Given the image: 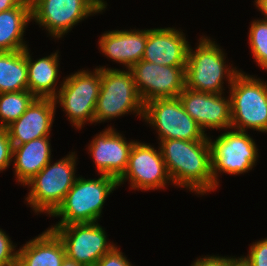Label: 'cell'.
<instances>
[{
  "label": "cell",
  "instance_id": "cell-8",
  "mask_svg": "<svg viewBox=\"0 0 267 266\" xmlns=\"http://www.w3.org/2000/svg\"><path fill=\"white\" fill-rule=\"evenodd\" d=\"M32 20L60 39L88 16L103 13L104 0H30Z\"/></svg>",
  "mask_w": 267,
  "mask_h": 266
},
{
  "label": "cell",
  "instance_id": "cell-4",
  "mask_svg": "<svg viewBox=\"0 0 267 266\" xmlns=\"http://www.w3.org/2000/svg\"><path fill=\"white\" fill-rule=\"evenodd\" d=\"M101 70V87L95 107L94 123H101L123 115L136 114L141 119L144 103L136 89L131 69L120 70L97 66Z\"/></svg>",
  "mask_w": 267,
  "mask_h": 266
},
{
  "label": "cell",
  "instance_id": "cell-18",
  "mask_svg": "<svg viewBox=\"0 0 267 266\" xmlns=\"http://www.w3.org/2000/svg\"><path fill=\"white\" fill-rule=\"evenodd\" d=\"M148 29L112 30L101 35L99 49L112 61L131 69L143 58Z\"/></svg>",
  "mask_w": 267,
  "mask_h": 266
},
{
  "label": "cell",
  "instance_id": "cell-11",
  "mask_svg": "<svg viewBox=\"0 0 267 266\" xmlns=\"http://www.w3.org/2000/svg\"><path fill=\"white\" fill-rule=\"evenodd\" d=\"M49 229L62 240L66 256L84 266H95L116 246L108 241L105 229L98 222L51 226Z\"/></svg>",
  "mask_w": 267,
  "mask_h": 266
},
{
  "label": "cell",
  "instance_id": "cell-17",
  "mask_svg": "<svg viewBox=\"0 0 267 266\" xmlns=\"http://www.w3.org/2000/svg\"><path fill=\"white\" fill-rule=\"evenodd\" d=\"M56 107L52 98H36L17 120L6 127L12 145L50 136Z\"/></svg>",
  "mask_w": 267,
  "mask_h": 266
},
{
  "label": "cell",
  "instance_id": "cell-10",
  "mask_svg": "<svg viewBox=\"0 0 267 266\" xmlns=\"http://www.w3.org/2000/svg\"><path fill=\"white\" fill-rule=\"evenodd\" d=\"M143 120L154 127L158 139L205 140L208 136L185 111L178 98H156L144 104Z\"/></svg>",
  "mask_w": 267,
  "mask_h": 266
},
{
  "label": "cell",
  "instance_id": "cell-13",
  "mask_svg": "<svg viewBox=\"0 0 267 266\" xmlns=\"http://www.w3.org/2000/svg\"><path fill=\"white\" fill-rule=\"evenodd\" d=\"M186 67H171L141 60L131 71L143 103L156 98H178L186 87Z\"/></svg>",
  "mask_w": 267,
  "mask_h": 266
},
{
  "label": "cell",
  "instance_id": "cell-29",
  "mask_svg": "<svg viewBox=\"0 0 267 266\" xmlns=\"http://www.w3.org/2000/svg\"><path fill=\"white\" fill-rule=\"evenodd\" d=\"M127 257L120 251V248L116 245L103 257H101L95 266H132ZM134 266V265H133Z\"/></svg>",
  "mask_w": 267,
  "mask_h": 266
},
{
  "label": "cell",
  "instance_id": "cell-25",
  "mask_svg": "<svg viewBox=\"0 0 267 266\" xmlns=\"http://www.w3.org/2000/svg\"><path fill=\"white\" fill-rule=\"evenodd\" d=\"M249 44L255 62L267 72V20L255 19L250 24Z\"/></svg>",
  "mask_w": 267,
  "mask_h": 266
},
{
  "label": "cell",
  "instance_id": "cell-2",
  "mask_svg": "<svg viewBox=\"0 0 267 266\" xmlns=\"http://www.w3.org/2000/svg\"><path fill=\"white\" fill-rule=\"evenodd\" d=\"M198 42L195 50L189 45L185 68L186 87L207 93H224L225 78L230 88L242 70L226 64L225 52L210 37H200Z\"/></svg>",
  "mask_w": 267,
  "mask_h": 266
},
{
  "label": "cell",
  "instance_id": "cell-28",
  "mask_svg": "<svg viewBox=\"0 0 267 266\" xmlns=\"http://www.w3.org/2000/svg\"><path fill=\"white\" fill-rule=\"evenodd\" d=\"M13 145L6 128L0 127V172L11 166Z\"/></svg>",
  "mask_w": 267,
  "mask_h": 266
},
{
  "label": "cell",
  "instance_id": "cell-14",
  "mask_svg": "<svg viewBox=\"0 0 267 266\" xmlns=\"http://www.w3.org/2000/svg\"><path fill=\"white\" fill-rule=\"evenodd\" d=\"M225 93H207L185 87L179 99L185 111L196 121L205 133L207 129L230 130V96Z\"/></svg>",
  "mask_w": 267,
  "mask_h": 266
},
{
  "label": "cell",
  "instance_id": "cell-16",
  "mask_svg": "<svg viewBox=\"0 0 267 266\" xmlns=\"http://www.w3.org/2000/svg\"><path fill=\"white\" fill-rule=\"evenodd\" d=\"M185 34L174 27L148 29L142 60L150 63L186 67L189 42Z\"/></svg>",
  "mask_w": 267,
  "mask_h": 266
},
{
  "label": "cell",
  "instance_id": "cell-26",
  "mask_svg": "<svg viewBox=\"0 0 267 266\" xmlns=\"http://www.w3.org/2000/svg\"><path fill=\"white\" fill-rule=\"evenodd\" d=\"M239 261L244 266H267V237L253 242L248 255L240 256Z\"/></svg>",
  "mask_w": 267,
  "mask_h": 266
},
{
  "label": "cell",
  "instance_id": "cell-24",
  "mask_svg": "<svg viewBox=\"0 0 267 266\" xmlns=\"http://www.w3.org/2000/svg\"><path fill=\"white\" fill-rule=\"evenodd\" d=\"M35 99L29 90L0 93V127L17 120Z\"/></svg>",
  "mask_w": 267,
  "mask_h": 266
},
{
  "label": "cell",
  "instance_id": "cell-22",
  "mask_svg": "<svg viewBox=\"0 0 267 266\" xmlns=\"http://www.w3.org/2000/svg\"><path fill=\"white\" fill-rule=\"evenodd\" d=\"M31 21L30 0H24L18 7L0 12V51L26 49L28 45L23 36Z\"/></svg>",
  "mask_w": 267,
  "mask_h": 266
},
{
  "label": "cell",
  "instance_id": "cell-23",
  "mask_svg": "<svg viewBox=\"0 0 267 266\" xmlns=\"http://www.w3.org/2000/svg\"><path fill=\"white\" fill-rule=\"evenodd\" d=\"M28 90L26 49L0 51V93Z\"/></svg>",
  "mask_w": 267,
  "mask_h": 266
},
{
  "label": "cell",
  "instance_id": "cell-19",
  "mask_svg": "<svg viewBox=\"0 0 267 266\" xmlns=\"http://www.w3.org/2000/svg\"><path fill=\"white\" fill-rule=\"evenodd\" d=\"M65 256L62 240L53 230L47 228L19 248L17 266H61Z\"/></svg>",
  "mask_w": 267,
  "mask_h": 266
},
{
  "label": "cell",
  "instance_id": "cell-12",
  "mask_svg": "<svg viewBox=\"0 0 267 266\" xmlns=\"http://www.w3.org/2000/svg\"><path fill=\"white\" fill-rule=\"evenodd\" d=\"M155 148L139 141L133 144L127 168L118 179V186L128 180L132 190L154 191L164 189L168 183L173 184L161 150Z\"/></svg>",
  "mask_w": 267,
  "mask_h": 266
},
{
  "label": "cell",
  "instance_id": "cell-7",
  "mask_svg": "<svg viewBox=\"0 0 267 266\" xmlns=\"http://www.w3.org/2000/svg\"><path fill=\"white\" fill-rule=\"evenodd\" d=\"M55 104L61 106L76 130L86 122L94 123L95 107L101 87V70H78L63 78Z\"/></svg>",
  "mask_w": 267,
  "mask_h": 266
},
{
  "label": "cell",
  "instance_id": "cell-32",
  "mask_svg": "<svg viewBox=\"0 0 267 266\" xmlns=\"http://www.w3.org/2000/svg\"><path fill=\"white\" fill-rule=\"evenodd\" d=\"M256 8L264 15V19L267 20V0H254Z\"/></svg>",
  "mask_w": 267,
  "mask_h": 266
},
{
  "label": "cell",
  "instance_id": "cell-34",
  "mask_svg": "<svg viewBox=\"0 0 267 266\" xmlns=\"http://www.w3.org/2000/svg\"><path fill=\"white\" fill-rule=\"evenodd\" d=\"M234 266H244L240 261H238Z\"/></svg>",
  "mask_w": 267,
  "mask_h": 266
},
{
  "label": "cell",
  "instance_id": "cell-15",
  "mask_svg": "<svg viewBox=\"0 0 267 266\" xmlns=\"http://www.w3.org/2000/svg\"><path fill=\"white\" fill-rule=\"evenodd\" d=\"M113 126L96 134L88 145L98 175H108L117 180L125 172L135 140L128 142Z\"/></svg>",
  "mask_w": 267,
  "mask_h": 266
},
{
  "label": "cell",
  "instance_id": "cell-20",
  "mask_svg": "<svg viewBox=\"0 0 267 266\" xmlns=\"http://www.w3.org/2000/svg\"><path fill=\"white\" fill-rule=\"evenodd\" d=\"M51 148L50 136L13 146V171L20 185L24 186L52 160Z\"/></svg>",
  "mask_w": 267,
  "mask_h": 266
},
{
  "label": "cell",
  "instance_id": "cell-30",
  "mask_svg": "<svg viewBox=\"0 0 267 266\" xmlns=\"http://www.w3.org/2000/svg\"><path fill=\"white\" fill-rule=\"evenodd\" d=\"M238 261L239 257L235 258V256L207 255L197 258L191 266H234Z\"/></svg>",
  "mask_w": 267,
  "mask_h": 266
},
{
  "label": "cell",
  "instance_id": "cell-6",
  "mask_svg": "<svg viewBox=\"0 0 267 266\" xmlns=\"http://www.w3.org/2000/svg\"><path fill=\"white\" fill-rule=\"evenodd\" d=\"M229 93L231 128L267 133V82L241 71Z\"/></svg>",
  "mask_w": 267,
  "mask_h": 266
},
{
  "label": "cell",
  "instance_id": "cell-21",
  "mask_svg": "<svg viewBox=\"0 0 267 266\" xmlns=\"http://www.w3.org/2000/svg\"><path fill=\"white\" fill-rule=\"evenodd\" d=\"M30 49L26 48V59L28 68V90L36 98L54 99L60 89L58 86L59 76V51L49 56L33 60Z\"/></svg>",
  "mask_w": 267,
  "mask_h": 266
},
{
  "label": "cell",
  "instance_id": "cell-5",
  "mask_svg": "<svg viewBox=\"0 0 267 266\" xmlns=\"http://www.w3.org/2000/svg\"><path fill=\"white\" fill-rule=\"evenodd\" d=\"M77 159L71 152L54 163L50 161L24 185L31 188L25 200L35 214L44 212L50 216L62 203L77 179Z\"/></svg>",
  "mask_w": 267,
  "mask_h": 266
},
{
  "label": "cell",
  "instance_id": "cell-9",
  "mask_svg": "<svg viewBox=\"0 0 267 266\" xmlns=\"http://www.w3.org/2000/svg\"><path fill=\"white\" fill-rule=\"evenodd\" d=\"M230 129V131L223 132L213 141L208 136L215 189L219 186V174L241 175L245 172L248 173L256 166L259 157V149L247 131Z\"/></svg>",
  "mask_w": 267,
  "mask_h": 266
},
{
  "label": "cell",
  "instance_id": "cell-1",
  "mask_svg": "<svg viewBox=\"0 0 267 266\" xmlns=\"http://www.w3.org/2000/svg\"><path fill=\"white\" fill-rule=\"evenodd\" d=\"M158 147L173 185L202 196L215 191L208 137L193 141L161 140Z\"/></svg>",
  "mask_w": 267,
  "mask_h": 266
},
{
  "label": "cell",
  "instance_id": "cell-31",
  "mask_svg": "<svg viewBox=\"0 0 267 266\" xmlns=\"http://www.w3.org/2000/svg\"><path fill=\"white\" fill-rule=\"evenodd\" d=\"M24 0H0V12L18 7Z\"/></svg>",
  "mask_w": 267,
  "mask_h": 266
},
{
  "label": "cell",
  "instance_id": "cell-27",
  "mask_svg": "<svg viewBox=\"0 0 267 266\" xmlns=\"http://www.w3.org/2000/svg\"><path fill=\"white\" fill-rule=\"evenodd\" d=\"M15 247L8 234L0 229V266H17L18 249Z\"/></svg>",
  "mask_w": 267,
  "mask_h": 266
},
{
  "label": "cell",
  "instance_id": "cell-3",
  "mask_svg": "<svg viewBox=\"0 0 267 266\" xmlns=\"http://www.w3.org/2000/svg\"><path fill=\"white\" fill-rule=\"evenodd\" d=\"M117 187L118 180L112 176L100 175L98 179L77 177L62 203L50 215L60 218L51 226L98 222L108 195Z\"/></svg>",
  "mask_w": 267,
  "mask_h": 266
},
{
  "label": "cell",
  "instance_id": "cell-33",
  "mask_svg": "<svg viewBox=\"0 0 267 266\" xmlns=\"http://www.w3.org/2000/svg\"><path fill=\"white\" fill-rule=\"evenodd\" d=\"M61 266H84V265L76 261H73L72 259L65 256V258L62 261Z\"/></svg>",
  "mask_w": 267,
  "mask_h": 266
}]
</instances>
